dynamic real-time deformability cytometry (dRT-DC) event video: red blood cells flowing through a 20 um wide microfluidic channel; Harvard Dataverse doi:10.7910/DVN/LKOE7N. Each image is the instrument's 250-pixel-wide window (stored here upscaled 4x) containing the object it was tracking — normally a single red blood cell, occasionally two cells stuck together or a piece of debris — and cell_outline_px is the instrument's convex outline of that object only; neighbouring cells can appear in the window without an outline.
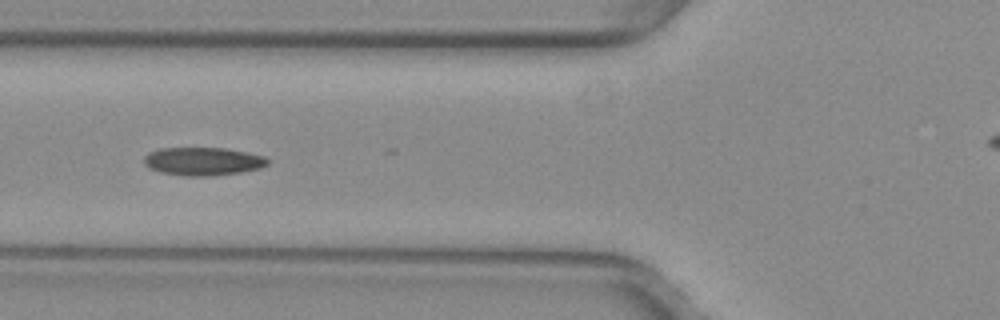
{"species": "common noctule bat (a hibernating species)", "species_latin": "Nyctalus noctula", "temperature_condition": "warm", "stored_images_in_passage": 28, "camera_frame_rate_fps": 3000, "um_per_image_px": 0.085, "animal": {"sex": "female", "body_mass_g": 29.2, "forearm_length_mm": 56.3}, "frame": {"image": 1, "passage_image": 20, "time_ms": 6.333, "image_size_px": [1000, 320], "cell_outline_px": [[268, 164], [260, 168], [240, 172], [212, 176], [184, 176], [160, 172], [148, 168], [144, 164], [144, 156], [148, 152], [160, 148], [224, 148], [248, 152], [264, 156], [268, 160]], "centroid_in_image_um": [17.22, 13.71], "position_along_channel_um": 108.6, "area_um2": 20.4}}
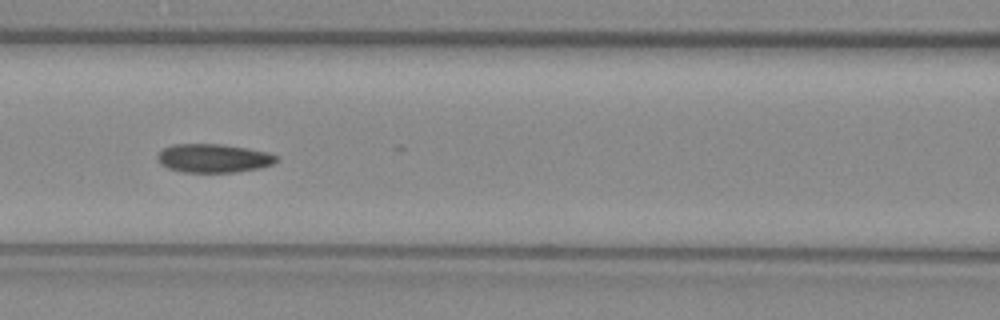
{"frame": {"image": 2, "passage_image": 23, "time_ms": 7.333, "image_size_px": [1000, 320], "cell_outline_px": [[280, 160], [272, 164], [256, 168], [236, 172], [180, 172], [168, 168], [160, 164], [156, 156], [164, 148], [172, 144], [220, 144], [248, 148], [268, 152], [280, 156]], "centroid_in_image_um": [18.16, 13.44], "position_along_channel_um": 148.4, "area_um2": 19.94}}